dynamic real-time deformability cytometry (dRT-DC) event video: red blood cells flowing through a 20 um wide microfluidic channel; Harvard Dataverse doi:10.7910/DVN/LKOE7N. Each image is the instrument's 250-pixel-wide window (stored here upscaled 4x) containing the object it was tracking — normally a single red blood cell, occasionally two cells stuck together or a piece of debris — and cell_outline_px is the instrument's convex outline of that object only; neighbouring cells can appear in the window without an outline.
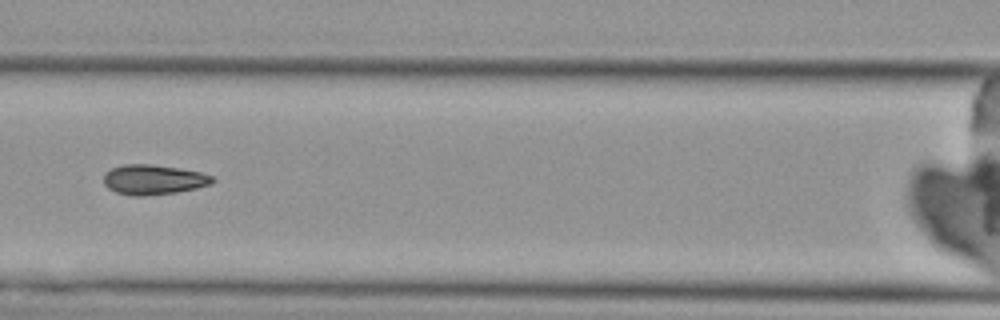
{"species": "Egyptian fruit bat (a non-hibernating species)", "species_latin": "Rousettus aegyptiacus", "temperature_condition": "cold", "stored_images_in_passage": 7, "camera_frame_rate_fps": 3000, "um_per_image_px": 0.085, "animal": {"sex": "female"}, "frame": {"image": 1, "passage_image": 7, "time_ms": 8.0, "image_size_px": [1000, 320], "cell_outline_px": [[216, 180], [208, 184], [196, 188], [176, 192], [144, 196], [132, 196], [116, 192], [108, 188], [104, 184], [104, 172], [112, 168], [124, 164], [152, 164], [180, 168], [200, 172], [212, 176]], "centroid_in_image_um": [13.01, 15.26], "position_along_channel_um": 153.6, "area_um2": 18.96}}